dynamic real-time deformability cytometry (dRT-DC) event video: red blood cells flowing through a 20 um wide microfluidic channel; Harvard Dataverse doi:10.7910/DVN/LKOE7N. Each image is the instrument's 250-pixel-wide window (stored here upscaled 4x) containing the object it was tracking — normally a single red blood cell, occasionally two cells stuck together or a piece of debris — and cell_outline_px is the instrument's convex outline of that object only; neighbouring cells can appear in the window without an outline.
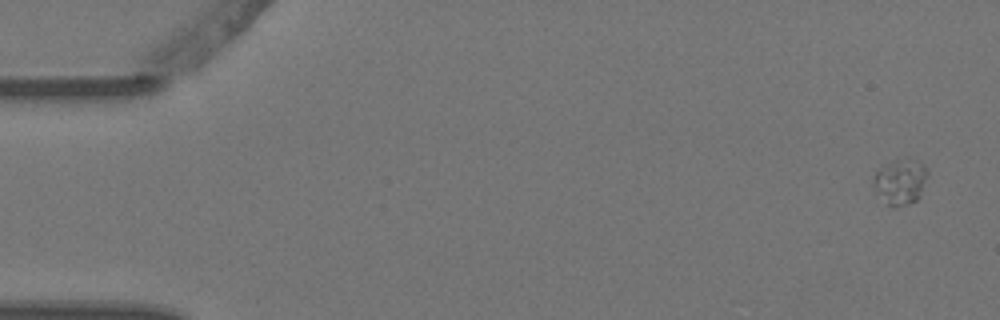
{"species": "Egyptian fruit bat (a non-hibernating species)", "species_latin": "Rousettus aegyptiacus", "temperature_condition": "warm", "stored_images_in_passage": 2, "camera_frame_rate_fps": 3000, "um_per_image_px": 0.085, "animal": {"sex": "female"}, "frame": {"image": 1, "passage_image": 1, "time_ms": 0.0, "image_size_px": [1000, 320], "cell_outline_px": [[928, 172], [920, 196], [916, 200], [908, 204], [896, 208], [892, 208], [876, 192], [872, 184], [872, 176], [876, 168], [892, 160], [908, 156], [912, 156], [920, 160], [928, 168]], "centroid_in_image_um": [76.52, 15.37], "position_along_channel_um": 8.5, "area_um2": 15.14}}